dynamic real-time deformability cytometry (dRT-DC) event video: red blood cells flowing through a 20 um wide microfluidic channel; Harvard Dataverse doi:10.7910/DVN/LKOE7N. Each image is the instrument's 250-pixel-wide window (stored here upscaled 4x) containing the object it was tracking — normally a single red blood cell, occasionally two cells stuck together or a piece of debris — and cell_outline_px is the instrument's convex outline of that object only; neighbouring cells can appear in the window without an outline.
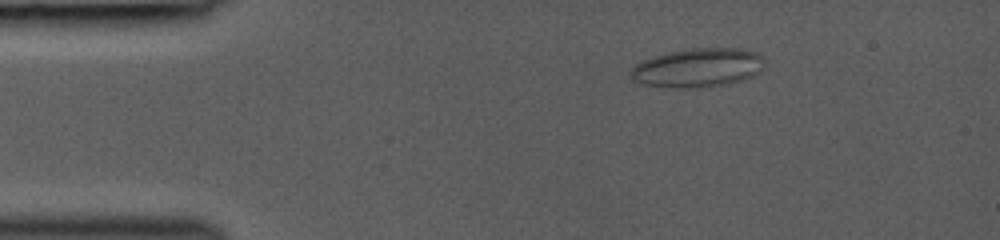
{"species": "common noctule bat (a hibernating species)", "species_latin": "Nyctalus noctula", "temperature_condition": "room temperature", "stored_images_in_passage": 8, "camera_frame_rate_fps": 3000, "um_per_image_px": 0.085, "animal": {"sex": "female", "body_mass_g": 19.0, "forearm_length_mm": 53.3}, "frame": {"image": 1, "passage_image": 1, "time_ms": 0.0, "image_size_px": [1000, 240], "cell_outline_px": [[764, 64], [760, 72], [744, 80], [728, 84], [672, 88], [640, 84], [632, 80], [632, 68], [636, 64], [644, 60], [668, 52], [692, 48], [736, 48], [756, 52], [764, 56]], "centroid_in_image_um": [59.35, 5.75], "position_along_channel_um": 25.7, "area_um2": 30.17}}
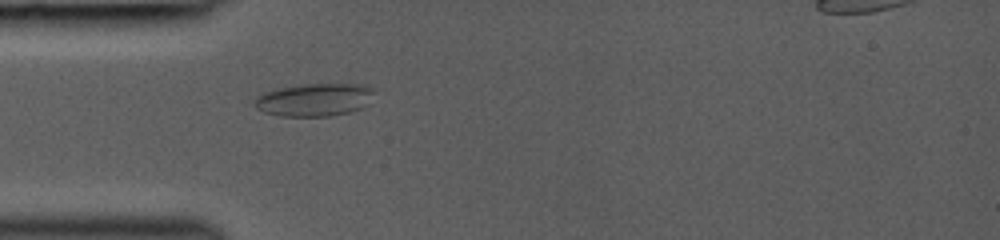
{"frame": {"image": 2, "passage_image": 8, "time_ms": 2.333, "image_size_px": [1000, 240], "cell_outline_px": [[376, 92], [372, 104], [364, 108], [352, 112], [332, 116], [280, 116], [264, 112], [256, 108], [252, 104], [252, 100], [256, 96], [264, 92], [276, 88], [304, 84], [364, 84], [372, 88]], "centroid_in_image_um": [26.78, 8.48], "position_along_channel_um": 58.2, "area_um2": 23.7}}